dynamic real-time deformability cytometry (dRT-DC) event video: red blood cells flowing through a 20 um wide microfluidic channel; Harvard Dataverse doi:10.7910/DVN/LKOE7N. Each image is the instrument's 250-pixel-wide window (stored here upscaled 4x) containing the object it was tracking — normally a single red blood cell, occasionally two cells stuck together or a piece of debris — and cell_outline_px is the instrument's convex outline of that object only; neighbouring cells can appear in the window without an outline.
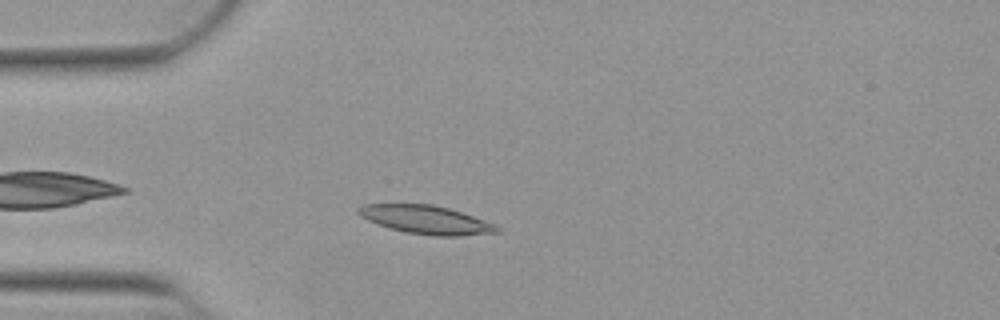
{"species": "Egyptian fruit bat (a non-hibernating species)", "species_latin": "Rousettus aegyptiacus", "temperature_condition": "warm", "stored_images_in_passage": 42, "camera_frame_rate_fps": 3000, "um_per_image_px": 0.085, "animal": {"sex": "female"}, "frame": {"image": 1, "passage_image": 4, "time_ms": 1.0, "image_size_px": [1000, 320], "cell_outline_px": [[500, 232], [460, 236], [436, 236], [404, 232], [388, 228], [368, 220], [360, 216], [356, 212], [356, 208], [364, 204], [432, 204], [448, 208], [496, 224], [500, 228]], "centroid_in_image_um": [36.19, 18.68], "position_along_channel_um": 48.8, "area_um2": 23.0}}
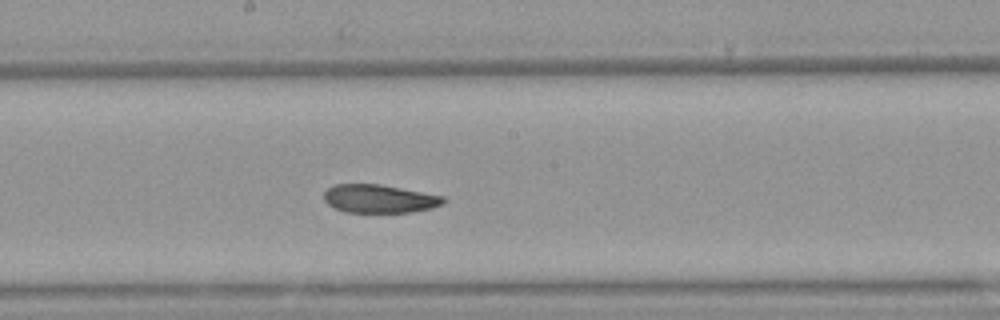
{"frame": {"image": 2, "passage_image": 18, "time_ms": 5.667, "image_size_px": [1000, 320], "cell_outline_px": [[448, 200], [444, 204], [432, 208], [412, 212], [344, 212], [328, 204], [324, 200], [324, 192], [328, 188], [336, 184], [380, 184], [444, 196]], "centroid_in_image_um": [32.28, 16.89], "position_along_channel_um": 215.9, "area_um2": 19.77}}
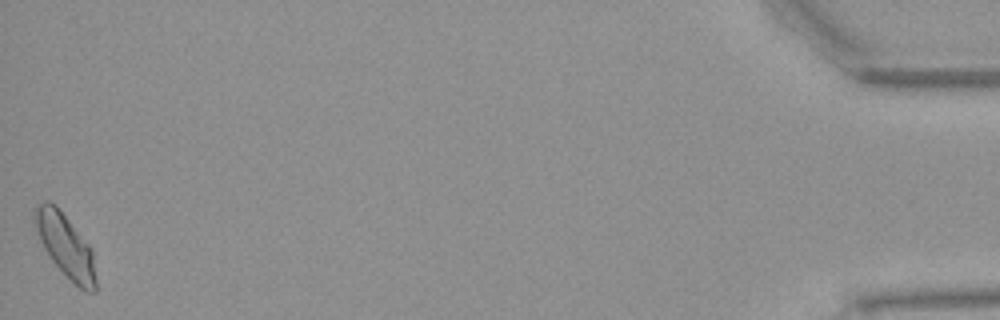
{"frame": {"image": 3, "passage_image": 42, "time_ms": 13.667, "image_size_px": [1000, 320], "cell_outline_px": [[96, 292], [84, 292], [52, 260], [44, 248], [40, 240], [32, 220], [32, 208], [36, 204], [44, 200], [48, 200], [56, 204], [92, 248], [96, 280]], "centroid_in_image_um": [5.53, 20.8], "position_along_channel_um": 429.7, "area_um2": 22.66}, "authors_computed_cell_mechanics": {"area_um2": 21.2415, "velocity_mm_per_s": 3.8838, "shape_relaxation_time_tau1_ms": 4.6007, "shape_relaxation_time_tau2_ms": 10.5579, "deformation_change_tau1": 0.1279, "deformation_change_tau2": 0.1481}}